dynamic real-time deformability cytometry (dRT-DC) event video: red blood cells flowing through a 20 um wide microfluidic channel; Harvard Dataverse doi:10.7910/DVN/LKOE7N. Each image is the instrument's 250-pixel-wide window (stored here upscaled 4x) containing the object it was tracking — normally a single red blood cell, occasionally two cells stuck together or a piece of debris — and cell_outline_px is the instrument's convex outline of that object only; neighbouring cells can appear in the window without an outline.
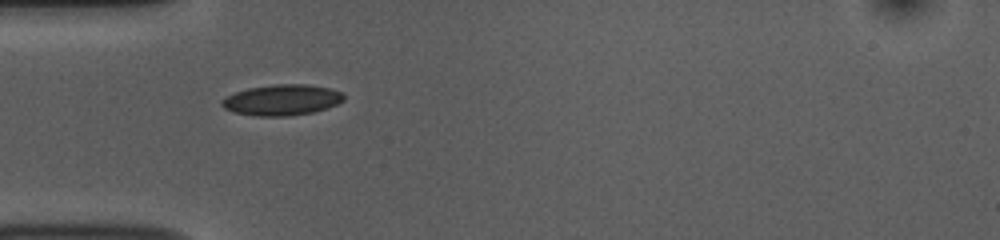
{"species": "common noctule bat (a hibernating species)", "species_latin": "Nyctalus noctula", "temperature_condition": "room temperature", "stored_images_in_passage": 38, "camera_frame_rate_fps": 3000, "um_per_image_px": 0.085, "animal": {"sex": "female", "body_mass_g": 10.0, "forearm_length_mm": 53.1}, "frame": {"image": 1, "passage_image": 1, "time_ms": 0.0, "image_size_px": [1000, 240], "cell_outline_px": [[344, 100], [336, 104], [312, 112], [288, 116], [256, 116], [232, 112], [224, 108], [220, 104], [220, 100], [236, 92], [248, 88], [276, 84], [308, 84], [328, 88], [344, 92]], "centroid_in_image_um": [23.94, 8.49], "position_along_channel_um": 61.1, "area_um2": 21.85}}
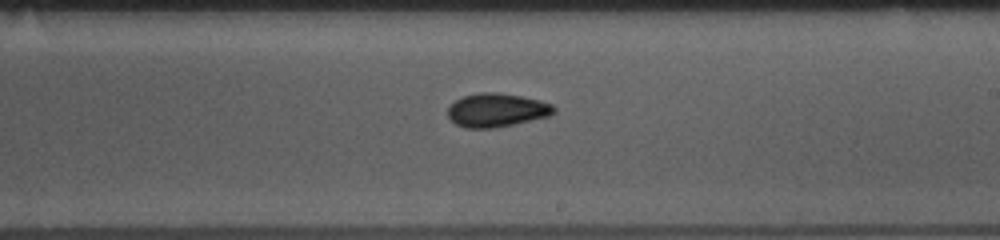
{"frame": {"image": 2, "passage_image": 16, "time_ms": 5.0, "image_size_px": [1000, 240], "cell_outline_px": [[556, 112], [548, 116], [512, 124], [492, 128], [464, 128], [456, 124], [448, 116], [448, 108], [456, 100], [464, 96], [480, 92], [496, 92], [520, 96], [540, 100], [552, 104], [556, 108]], "centroid_in_image_um": [42.22, 9.35], "position_along_channel_um": 246.8, "area_um2": 20.58}}
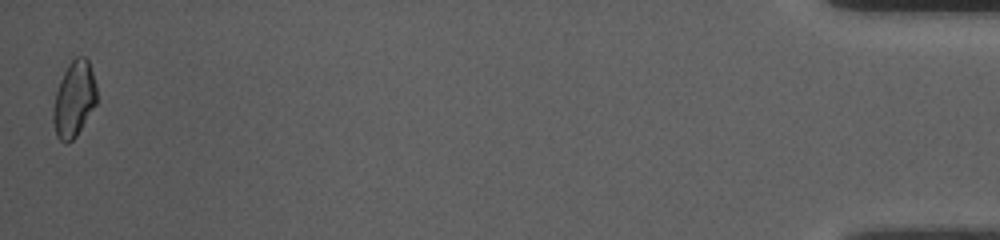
{"frame": {"image": 3, "passage_image": 38, "time_ms": 12.333, "image_size_px": [1000, 240], "cell_outline_px": [[96, 104], [76, 136], [68, 144], [64, 144], [56, 136], [52, 120], [52, 108], [56, 92], [60, 80], [68, 64], [76, 56], [84, 56], [88, 60], [96, 84]], "centroid_in_image_um": [6.27, 8.45], "position_along_channel_um": 428.9, "area_um2": 19.31}, "authors_computed_cell_mechanics": {"area_um2": 19.5942, "velocity_mm_per_s": 3.7436, "shape_relaxation_time_tau1_ms": 2.4197, "shape_relaxation_time_tau2_ms": 3.1887, "deformation_change_tau1": 0.0823, "deformation_change_tau2": 0.0614}}